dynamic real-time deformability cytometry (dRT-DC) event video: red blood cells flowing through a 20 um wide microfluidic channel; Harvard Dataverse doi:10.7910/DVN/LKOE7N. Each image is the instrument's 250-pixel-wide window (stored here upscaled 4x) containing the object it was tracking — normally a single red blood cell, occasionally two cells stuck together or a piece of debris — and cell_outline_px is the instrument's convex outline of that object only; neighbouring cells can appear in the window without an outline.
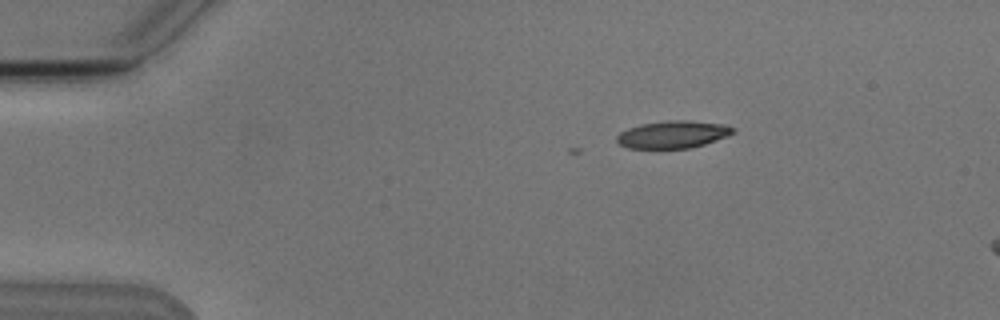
{"species": "Egyptian fruit bat (a non-hibernating species)", "species_latin": "Rousettus aegyptiacus", "temperature_condition": "cold", "stored_images_in_passage": 3, "camera_frame_rate_fps": 3000, "um_per_image_px": 0.085, "animal": {"sex": "male"}, "frame": {"image": 1, "passage_image": 1, "time_ms": 0.0, "image_size_px": [1000, 320], "cell_outline_px": [[736, 132], [728, 136], [692, 148], [628, 148], [620, 144], [616, 140], [616, 136], [620, 132], [628, 128], [640, 124], [668, 120], [688, 120], [724, 124], [736, 128]], "centroid_in_image_um": [57.22, 11.42], "position_along_channel_um": 27.8, "area_um2": 18.67}}